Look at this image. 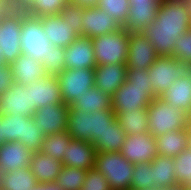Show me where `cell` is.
Here are the masks:
<instances>
[{
	"label": "cell",
	"instance_id": "484cf974",
	"mask_svg": "<svg viewBox=\"0 0 191 190\" xmlns=\"http://www.w3.org/2000/svg\"><path fill=\"white\" fill-rule=\"evenodd\" d=\"M160 98L191 117V82L187 76L174 81Z\"/></svg>",
	"mask_w": 191,
	"mask_h": 190
},
{
	"label": "cell",
	"instance_id": "3957f363",
	"mask_svg": "<svg viewBox=\"0 0 191 190\" xmlns=\"http://www.w3.org/2000/svg\"><path fill=\"white\" fill-rule=\"evenodd\" d=\"M149 132L156 138L165 133L190 126V116L177 107L170 106L160 97L148 105Z\"/></svg>",
	"mask_w": 191,
	"mask_h": 190
},
{
	"label": "cell",
	"instance_id": "11a10c76",
	"mask_svg": "<svg viewBox=\"0 0 191 190\" xmlns=\"http://www.w3.org/2000/svg\"><path fill=\"white\" fill-rule=\"evenodd\" d=\"M32 190H43V184H37Z\"/></svg>",
	"mask_w": 191,
	"mask_h": 190
},
{
	"label": "cell",
	"instance_id": "52a82bcc",
	"mask_svg": "<svg viewBox=\"0 0 191 190\" xmlns=\"http://www.w3.org/2000/svg\"><path fill=\"white\" fill-rule=\"evenodd\" d=\"M26 14L24 9L12 8L0 21V51L5 64L13 63L22 54L20 36Z\"/></svg>",
	"mask_w": 191,
	"mask_h": 190
},
{
	"label": "cell",
	"instance_id": "8992f818",
	"mask_svg": "<svg viewBox=\"0 0 191 190\" xmlns=\"http://www.w3.org/2000/svg\"><path fill=\"white\" fill-rule=\"evenodd\" d=\"M20 42L22 54L42 62L44 67L47 66L48 54L53 45L46 37L39 17L29 14L23 17Z\"/></svg>",
	"mask_w": 191,
	"mask_h": 190
},
{
	"label": "cell",
	"instance_id": "680465c9",
	"mask_svg": "<svg viewBox=\"0 0 191 190\" xmlns=\"http://www.w3.org/2000/svg\"><path fill=\"white\" fill-rule=\"evenodd\" d=\"M186 190H191V185L186 186Z\"/></svg>",
	"mask_w": 191,
	"mask_h": 190
},
{
	"label": "cell",
	"instance_id": "c3c4849f",
	"mask_svg": "<svg viewBox=\"0 0 191 190\" xmlns=\"http://www.w3.org/2000/svg\"><path fill=\"white\" fill-rule=\"evenodd\" d=\"M12 8L24 9L31 0H9Z\"/></svg>",
	"mask_w": 191,
	"mask_h": 190
},
{
	"label": "cell",
	"instance_id": "f5cc1de1",
	"mask_svg": "<svg viewBox=\"0 0 191 190\" xmlns=\"http://www.w3.org/2000/svg\"><path fill=\"white\" fill-rule=\"evenodd\" d=\"M4 143H5V141H4L3 135H2L1 114H0V146H1L2 144H4Z\"/></svg>",
	"mask_w": 191,
	"mask_h": 190
},
{
	"label": "cell",
	"instance_id": "8d00e7d4",
	"mask_svg": "<svg viewBox=\"0 0 191 190\" xmlns=\"http://www.w3.org/2000/svg\"><path fill=\"white\" fill-rule=\"evenodd\" d=\"M130 190H158L151 176V162L134 164Z\"/></svg>",
	"mask_w": 191,
	"mask_h": 190
},
{
	"label": "cell",
	"instance_id": "603a6c76",
	"mask_svg": "<svg viewBox=\"0 0 191 190\" xmlns=\"http://www.w3.org/2000/svg\"><path fill=\"white\" fill-rule=\"evenodd\" d=\"M157 154L164 157H176L191 146V127L175 130L155 138Z\"/></svg>",
	"mask_w": 191,
	"mask_h": 190
},
{
	"label": "cell",
	"instance_id": "44dd1931",
	"mask_svg": "<svg viewBox=\"0 0 191 190\" xmlns=\"http://www.w3.org/2000/svg\"><path fill=\"white\" fill-rule=\"evenodd\" d=\"M97 151L90 142L71 139L63 156V166L84 170L94 168Z\"/></svg>",
	"mask_w": 191,
	"mask_h": 190
},
{
	"label": "cell",
	"instance_id": "5b68a950",
	"mask_svg": "<svg viewBox=\"0 0 191 190\" xmlns=\"http://www.w3.org/2000/svg\"><path fill=\"white\" fill-rule=\"evenodd\" d=\"M129 32L123 27L92 38L96 65L126 63Z\"/></svg>",
	"mask_w": 191,
	"mask_h": 190
},
{
	"label": "cell",
	"instance_id": "ac0fdd59",
	"mask_svg": "<svg viewBox=\"0 0 191 190\" xmlns=\"http://www.w3.org/2000/svg\"><path fill=\"white\" fill-rule=\"evenodd\" d=\"M41 25L53 46L68 47L77 37L73 27L62 19L60 14L39 17Z\"/></svg>",
	"mask_w": 191,
	"mask_h": 190
},
{
	"label": "cell",
	"instance_id": "816d5d0a",
	"mask_svg": "<svg viewBox=\"0 0 191 190\" xmlns=\"http://www.w3.org/2000/svg\"><path fill=\"white\" fill-rule=\"evenodd\" d=\"M130 3L142 4V3H160V0H129Z\"/></svg>",
	"mask_w": 191,
	"mask_h": 190
},
{
	"label": "cell",
	"instance_id": "7a4b0ae2",
	"mask_svg": "<svg viewBox=\"0 0 191 190\" xmlns=\"http://www.w3.org/2000/svg\"><path fill=\"white\" fill-rule=\"evenodd\" d=\"M115 118L116 115L111 108L86 113L69 106L66 131L71 138L94 145Z\"/></svg>",
	"mask_w": 191,
	"mask_h": 190
},
{
	"label": "cell",
	"instance_id": "4fadbf2b",
	"mask_svg": "<svg viewBox=\"0 0 191 190\" xmlns=\"http://www.w3.org/2000/svg\"><path fill=\"white\" fill-rule=\"evenodd\" d=\"M31 97L27 85L13 82L3 94L0 95V114L16 117L33 116L30 110Z\"/></svg>",
	"mask_w": 191,
	"mask_h": 190
},
{
	"label": "cell",
	"instance_id": "f1b7e54d",
	"mask_svg": "<svg viewBox=\"0 0 191 190\" xmlns=\"http://www.w3.org/2000/svg\"><path fill=\"white\" fill-rule=\"evenodd\" d=\"M127 135L117 121V117L109 123V127L94 144L97 152H121Z\"/></svg>",
	"mask_w": 191,
	"mask_h": 190
},
{
	"label": "cell",
	"instance_id": "db71d44e",
	"mask_svg": "<svg viewBox=\"0 0 191 190\" xmlns=\"http://www.w3.org/2000/svg\"><path fill=\"white\" fill-rule=\"evenodd\" d=\"M5 175H6V173H4L2 171V168H0V190H1L2 181H3L4 177H5Z\"/></svg>",
	"mask_w": 191,
	"mask_h": 190
},
{
	"label": "cell",
	"instance_id": "bcb514c9",
	"mask_svg": "<svg viewBox=\"0 0 191 190\" xmlns=\"http://www.w3.org/2000/svg\"><path fill=\"white\" fill-rule=\"evenodd\" d=\"M98 0H68L69 4L83 8L96 7Z\"/></svg>",
	"mask_w": 191,
	"mask_h": 190
},
{
	"label": "cell",
	"instance_id": "e0dca14e",
	"mask_svg": "<svg viewBox=\"0 0 191 190\" xmlns=\"http://www.w3.org/2000/svg\"><path fill=\"white\" fill-rule=\"evenodd\" d=\"M82 19V36L91 39L122 28L114 18L98 6L84 8Z\"/></svg>",
	"mask_w": 191,
	"mask_h": 190
},
{
	"label": "cell",
	"instance_id": "f6af8a7d",
	"mask_svg": "<svg viewBox=\"0 0 191 190\" xmlns=\"http://www.w3.org/2000/svg\"><path fill=\"white\" fill-rule=\"evenodd\" d=\"M12 83V71L10 64L0 65V95L10 88Z\"/></svg>",
	"mask_w": 191,
	"mask_h": 190
},
{
	"label": "cell",
	"instance_id": "7dc6e473",
	"mask_svg": "<svg viewBox=\"0 0 191 190\" xmlns=\"http://www.w3.org/2000/svg\"><path fill=\"white\" fill-rule=\"evenodd\" d=\"M10 9L12 6L9 0H0V21Z\"/></svg>",
	"mask_w": 191,
	"mask_h": 190
},
{
	"label": "cell",
	"instance_id": "681fc988",
	"mask_svg": "<svg viewBox=\"0 0 191 190\" xmlns=\"http://www.w3.org/2000/svg\"><path fill=\"white\" fill-rule=\"evenodd\" d=\"M43 190H63L59 185L56 183H46L43 184Z\"/></svg>",
	"mask_w": 191,
	"mask_h": 190
},
{
	"label": "cell",
	"instance_id": "9a60e30c",
	"mask_svg": "<svg viewBox=\"0 0 191 190\" xmlns=\"http://www.w3.org/2000/svg\"><path fill=\"white\" fill-rule=\"evenodd\" d=\"M69 106L65 103L51 104L38 108L33 113L37 127L45 135L66 131Z\"/></svg>",
	"mask_w": 191,
	"mask_h": 190
},
{
	"label": "cell",
	"instance_id": "7402d4cb",
	"mask_svg": "<svg viewBox=\"0 0 191 190\" xmlns=\"http://www.w3.org/2000/svg\"><path fill=\"white\" fill-rule=\"evenodd\" d=\"M10 66L12 81L23 85L33 83L40 77L47 75L42 62L26 54L19 55Z\"/></svg>",
	"mask_w": 191,
	"mask_h": 190
},
{
	"label": "cell",
	"instance_id": "f546056e",
	"mask_svg": "<svg viewBox=\"0 0 191 190\" xmlns=\"http://www.w3.org/2000/svg\"><path fill=\"white\" fill-rule=\"evenodd\" d=\"M71 106L88 113L111 108V97L98 89L95 85L79 97Z\"/></svg>",
	"mask_w": 191,
	"mask_h": 190
},
{
	"label": "cell",
	"instance_id": "9f6ffc18",
	"mask_svg": "<svg viewBox=\"0 0 191 190\" xmlns=\"http://www.w3.org/2000/svg\"><path fill=\"white\" fill-rule=\"evenodd\" d=\"M5 64V61L3 60L2 53L0 51V65Z\"/></svg>",
	"mask_w": 191,
	"mask_h": 190
},
{
	"label": "cell",
	"instance_id": "cb8c5ba5",
	"mask_svg": "<svg viewBox=\"0 0 191 190\" xmlns=\"http://www.w3.org/2000/svg\"><path fill=\"white\" fill-rule=\"evenodd\" d=\"M62 167V162L42 152L33 153L29 166L38 184L55 182Z\"/></svg>",
	"mask_w": 191,
	"mask_h": 190
},
{
	"label": "cell",
	"instance_id": "4dcf8cb0",
	"mask_svg": "<svg viewBox=\"0 0 191 190\" xmlns=\"http://www.w3.org/2000/svg\"><path fill=\"white\" fill-rule=\"evenodd\" d=\"M38 184L31 169L19 168L7 173L2 181L1 190H32Z\"/></svg>",
	"mask_w": 191,
	"mask_h": 190
},
{
	"label": "cell",
	"instance_id": "d6a6232c",
	"mask_svg": "<svg viewBox=\"0 0 191 190\" xmlns=\"http://www.w3.org/2000/svg\"><path fill=\"white\" fill-rule=\"evenodd\" d=\"M26 116L16 117L1 114L2 135L5 142H15L24 139Z\"/></svg>",
	"mask_w": 191,
	"mask_h": 190
},
{
	"label": "cell",
	"instance_id": "277c9868",
	"mask_svg": "<svg viewBox=\"0 0 191 190\" xmlns=\"http://www.w3.org/2000/svg\"><path fill=\"white\" fill-rule=\"evenodd\" d=\"M94 168L105 176L111 190H130L134 164L121 152H97Z\"/></svg>",
	"mask_w": 191,
	"mask_h": 190
},
{
	"label": "cell",
	"instance_id": "d590c367",
	"mask_svg": "<svg viewBox=\"0 0 191 190\" xmlns=\"http://www.w3.org/2000/svg\"><path fill=\"white\" fill-rule=\"evenodd\" d=\"M45 137L43 129L37 127L33 116H26L24 139H19V142L33 153H37L41 152Z\"/></svg>",
	"mask_w": 191,
	"mask_h": 190
},
{
	"label": "cell",
	"instance_id": "d4e9b609",
	"mask_svg": "<svg viewBox=\"0 0 191 190\" xmlns=\"http://www.w3.org/2000/svg\"><path fill=\"white\" fill-rule=\"evenodd\" d=\"M160 3H130L128 19L123 26L129 33L142 32L156 19Z\"/></svg>",
	"mask_w": 191,
	"mask_h": 190
},
{
	"label": "cell",
	"instance_id": "6da1fadb",
	"mask_svg": "<svg viewBox=\"0 0 191 190\" xmlns=\"http://www.w3.org/2000/svg\"><path fill=\"white\" fill-rule=\"evenodd\" d=\"M190 28V2L162 0L156 19L143 30V33L159 56H171L177 38Z\"/></svg>",
	"mask_w": 191,
	"mask_h": 190
},
{
	"label": "cell",
	"instance_id": "9c48e42d",
	"mask_svg": "<svg viewBox=\"0 0 191 190\" xmlns=\"http://www.w3.org/2000/svg\"><path fill=\"white\" fill-rule=\"evenodd\" d=\"M95 69H64L57 75L63 102L71 106L94 86Z\"/></svg>",
	"mask_w": 191,
	"mask_h": 190
},
{
	"label": "cell",
	"instance_id": "d6986e66",
	"mask_svg": "<svg viewBox=\"0 0 191 190\" xmlns=\"http://www.w3.org/2000/svg\"><path fill=\"white\" fill-rule=\"evenodd\" d=\"M126 64H104L95 68L94 85L112 97L117 89L127 80Z\"/></svg>",
	"mask_w": 191,
	"mask_h": 190
},
{
	"label": "cell",
	"instance_id": "30bf717a",
	"mask_svg": "<svg viewBox=\"0 0 191 190\" xmlns=\"http://www.w3.org/2000/svg\"><path fill=\"white\" fill-rule=\"evenodd\" d=\"M152 88H139L126 80L111 97V109L115 113L147 108L154 100Z\"/></svg>",
	"mask_w": 191,
	"mask_h": 190
},
{
	"label": "cell",
	"instance_id": "6f0895ef",
	"mask_svg": "<svg viewBox=\"0 0 191 190\" xmlns=\"http://www.w3.org/2000/svg\"><path fill=\"white\" fill-rule=\"evenodd\" d=\"M187 77H188V79H189V80H190V82H191V69H190V71H189V73H188Z\"/></svg>",
	"mask_w": 191,
	"mask_h": 190
},
{
	"label": "cell",
	"instance_id": "5bb4252c",
	"mask_svg": "<svg viewBox=\"0 0 191 190\" xmlns=\"http://www.w3.org/2000/svg\"><path fill=\"white\" fill-rule=\"evenodd\" d=\"M30 89V110L34 113L38 108L51 104L64 103L56 75H45L27 85Z\"/></svg>",
	"mask_w": 191,
	"mask_h": 190
},
{
	"label": "cell",
	"instance_id": "f907efd6",
	"mask_svg": "<svg viewBox=\"0 0 191 190\" xmlns=\"http://www.w3.org/2000/svg\"><path fill=\"white\" fill-rule=\"evenodd\" d=\"M158 190H186V187L180 185V184H175V185H172V186H168V187H165V188H161V189H158Z\"/></svg>",
	"mask_w": 191,
	"mask_h": 190
},
{
	"label": "cell",
	"instance_id": "ffe728a7",
	"mask_svg": "<svg viewBox=\"0 0 191 190\" xmlns=\"http://www.w3.org/2000/svg\"><path fill=\"white\" fill-rule=\"evenodd\" d=\"M33 152L19 141L5 142L0 146V168L4 173L27 169Z\"/></svg>",
	"mask_w": 191,
	"mask_h": 190
},
{
	"label": "cell",
	"instance_id": "e575fe53",
	"mask_svg": "<svg viewBox=\"0 0 191 190\" xmlns=\"http://www.w3.org/2000/svg\"><path fill=\"white\" fill-rule=\"evenodd\" d=\"M67 3L68 0H31L24 11L34 17L55 15L60 14Z\"/></svg>",
	"mask_w": 191,
	"mask_h": 190
},
{
	"label": "cell",
	"instance_id": "7c38bea8",
	"mask_svg": "<svg viewBox=\"0 0 191 190\" xmlns=\"http://www.w3.org/2000/svg\"><path fill=\"white\" fill-rule=\"evenodd\" d=\"M159 55L154 46L142 32L129 34L128 54L126 60L127 69H149Z\"/></svg>",
	"mask_w": 191,
	"mask_h": 190
},
{
	"label": "cell",
	"instance_id": "74e56055",
	"mask_svg": "<svg viewBox=\"0 0 191 190\" xmlns=\"http://www.w3.org/2000/svg\"><path fill=\"white\" fill-rule=\"evenodd\" d=\"M97 6L114 18L123 27L128 19L129 0H98Z\"/></svg>",
	"mask_w": 191,
	"mask_h": 190
},
{
	"label": "cell",
	"instance_id": "ab89813d",
	"mask_svg": "<svg viewBox=\"0 0 191 190\" xmlns=\"http://www.w3.org/2000/svg\"><path fill=\"white\" fill-rule=\"evenodd\" d=\"M84 13V8L77 5H72L67 3L65 7L61 10L60 16L68 25L73 27L74 32L78 36H82L83 19L82 15Z\"/></svg>",
	"mask_w": 191,
	"mask_h": 190
},
{
	"label": "cell",
	"instance_id": "8fae6325",
	"mask_svg": "<svg viewBox=\"0 0 191 190\" xmlns=\"http://www.w3.org/2000/svg\"><path fill=\"white\" fill-rule=\"evenodd\" d=\"M121 155L132 164L152 162L158 155L156 139L150 132L127 136Z\"/></svg>",
	"mask_w": 191,
	"mask_h": 190
},
{
	"label": "cell",
	"instance_id": "91938a15",
	"mask_svg": "<svg viewBox=\"0 0 191 190\" xmlns=\"http://www.w3.org/2000/svg\"><path fill=\"white\" fill-rule=\"evenodd\" d=\"M190 21H191V2H190Z\"/></svg>",
	"mask_w": 191,
	"mask_h": 190
},
{
	"label": "cell",
	"instance_id": "60d3db41",
	"mask_svg": "<svg viewBox=\"0 0 191 190\" xmlns=\"http://www.w3.org/2000/svg\"><path fill=\"white\" fill-rule=\"evenodd\" d=\"M65 69V48L53 46L48 54L46 73L58 75Z\"/></svg>",
	"mask_w": 191,
	"mask_h": 190
},
{
	"label": "cell",
	"instance_id": "ee69618b",
	"mask_svg": "<svg viewBox=\"0 0 191 190\" xmlns=\"http://www.w3.org/2000/svg\"><path fill=\"white\" fill-rule=\"evenodd\" d=\"M126 77L135 87L153 89L151 76L148 75V69L141 70L138 67L135 69H127Z\"/></svg>",
	"mask_w": 191,
	"mask_h": 190
},
{
	"label": "cell",
	"instance_id": "ba28073f",
	"mask_svg": "<svg viewBox=\"0 0 191 190\" xmlns=\"http://www.w3.org/2000/svg\"><path fill=\"white\" fill-rule=\"evenodd\" d=\"M190 69V63L181 62L172 56H158L148 69L155 98L160 97L174 81L186 77Z\"/></svg>",
	"mask_w": 191,
	"mask_h": 190
},
{
	"label": "cell",
	"instance_id": "83f0119b",
	"mask_svg": "<svg viewBox=\"0 0 191 190\" xmlns=\"http://www.w3.org/2000/svg\"><path fill=\"white\" fill-rule=\"evenodd\" d=\"M117 121L127 136L149 132L147 109L118 112Z\"/></svg>",
	"mask_w": 191,
	"mask_h": 190
},
{
	"label": "cell",
	"instance_id": "7bdbcfd3",
	"mask_svg": "<svg viewBox=\"0 0 191 190\" xmlns=\"http://www.w3.org/2000/svg\"><path fill=\"white\" fill-rule=\"evenodd\" d=\"M81 190H111L105 176L95 168L87 171Z\"/></svg>",
	"mask_w": 191,
	"mask_h": 190
},
{
	"label": "cell",
	"instance_id": "1f68e13d",
	"mask_svg": "<svg viewBox=\"0 0 191 190\" xmlns=\"http://www.w3.org/2000/svg\"><path fill=\"white\" fill-rule=\"evenodd\" d=\"M71 139L67 131L46 135L41 152L63 162L64 152L69 147Z\"/></svg>",
	"mask_w": 191,
	"mask_h": 190
},
{
	"label": "cell",
	"instance_id": "4316f807",
	"mask_svg": "<svg viewBox=\"0 0 191 190\" xmlns=\"http://www.w3.org/2000/svg\"><path fill=\"white\" fill-rule=\"evenodd\" d=\"M174 158L157 155L151 162L152 181L158 189L177 184Z\"/></svg>",
	"mask_w": 191,
	"mask_h": 190
},
{
	"label": "cell",
	"instance_id": "b9f144b4",
	"mask_svg": "<svg viewBox=\"0 0 191 190\" xmlns=\"http://www.w3.org/2000/svg\"><path fill=\"white\" fill-rule=\"evenodd\" d=\"M171 56L181 62L191 64V28L177 38L175 48Z\"/></svg>",
	"mask_w": 191,
	"mask_h": 190
},
{
	"label": "cell",
	"instance_id": "f35d334b",
	"mask_svg": "<svg viewBox=\"0 0 191 190\" xmlns=\"http://www.w3.org/2000/svg\"><path fill=\"white\" fill-rule=\"evenodd\" d=\"M174 167L177 184L191 185V146L174 157Z\"/></svg>",
	"mask_w": 191,
	"mask_h": 190
},
{
	"label": "cell",
	"instance_id": "836d02e7",
	"mask_svg": "<svg viewBox=\"0 0 191 190\" xmlns=\"http://www.w3.org/2000/svg\"><path fill=\"white\" fill-rule=\"evenodd\" d=\"M88 170L63 166L55 182L63 190H81Z\"/></svg>",
	"mask_w": 191,
	"mask_h": 190
},
{
	"label": "cell",
	"instance_id": "2e32d148",
	"mask_svg": "<svg viewBox=\"0 0 191 190\" xmlns=\"http://www.w3.org/2000/svg\"><path fill=\"white\" fill-rule=\"evenodd\" d=\"M96 66L91 38L79 36L65 48V69H95Z\"/></svg>",
	"mask_w": 191,
	"mask_h": 190
}]
</instances>
